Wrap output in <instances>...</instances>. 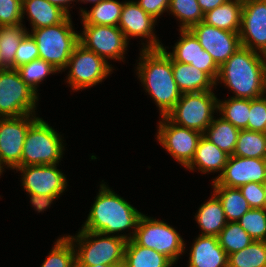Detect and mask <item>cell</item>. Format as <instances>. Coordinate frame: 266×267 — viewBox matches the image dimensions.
Segmentation results:
<instances>
[{"mask_svg": "<svg viewBox=\"0 0 266 267\" xmlns=\"http://www.w3.org/2000/svg\"><path fill=\"white\" fill-rule=\"evenodd\" d=\"M166 48L141 49L136 66L137 76L159 108L161 117L167 116L182 95L174 80L172 57Z\"/></svg>", "mask_w": 266, "mask_h": 267, "instance_id": "obj_1", "label": "cell"}, {"mask_svg": "<svg viewBox=\"0 0 266 267\" xmlns=\"http://www.w3.org/2000/svg\"><path fill=\"white\" fill-rule=\"evenodd\" d=\"M90 212L81 229L104 235L115 233L125 240L133 239L139 218L143 213L133 207L123 197L117 195L105 183L100 184L98 195L95 197ZM133 229L128 234H119ZM114 233V234H113Z\"/></svg>", "mask_w": 266, "mask_h": 267, "instance_id": "obj_2", "label": "cell"}, {"mask_svg": "<svg viewBox=\"0 0 266 267\" xmlns=\"http://www.w3.org/2000/svg\"><path fill=\"white\" fill-rule=\"evenodd\" d=\"M223 83L234 98L256 99L266 94V55L240 47L219 67L215 85Z\"/></svg>", "mask_w": 266, "mask_h": 267, "instance_id": "obj_3", "label": "cell"}, {"mask_svg": "<svg viewBox=\"0 0 266 267\" xmlns=\"http://www.w3.org/2000/svg\"><path fill=\"white\" fill-rule=\"evenodd\" d=\"M75 249V266L123 265L127 240L80 229L67 236Z\"/></svg>", "mask_w": 266, "mask_h": 267, "instance_id": "obj_4", "label": "cell"}, {"mask_svg": "<svg viewBox=\"0 0 266 267\" xmlns=\"http://www.w3.org/2000/svg\"><path fill=\"white\" fill-rule=\"evenodd\" d=\"M72 25L71 16H68L60 24L31 29L29 32L36 41L39 58L59 72L67 70L70 56L79 43V34Z\"/></svg>", "mask_w": 266, "mask_h": 267, "instance_id": "obj_5", "label": "cell"}, {"mask_svg": "<svg viewBox=\"0 0 266 267\" xmlns=\"http://www.w3.org/2000/svg\"><path fill=\"white\" fill-rule=\"evenodd\" d=\"M62 139L50 124L38 117L28 129L21 166L59 164L65 150Z\"/></svg>", "mask_w": 266, "mask_h": 267, "instance_id": "obj_6", "label": "cell"}, {"mask_svg": "<svg viewBox=\"0 0 266 267\" xmlns=\"http://www.w3.org/2000/svg\"><path fill=\"white\" fill-rule=\"evenodd\" d=\"M218 112V98L213 91L182 94L167 118L174 124L204 133Z\"/></svg>", "mask_w": 266, "mask_h": 267, "instance_id": "obj_7", "label": "cell"}, {"mask_svg": "<svg viewBox=\"0 0 266 267\" xmlns=\"http://www.w3.org/2000/svg\"><path fill=\"white\" fill-rule=\"evenodd\" d=\"M133 240L140 246L154 249L168 257L174 264L186 250L181 235L165 221L142 214Z\"/></svg>", "mask_w": 266, "mask_h": 267, "instance_id": "obj_8", "label": "cell"}, {"mask_svg": "<svg viewBox=\"0 0 266 267\" xmlns=\"http://www.w3.org/2000/svg\"><path fill=\"white\" fill-rule=\"evenodd\" d=\"M38 97L17 69L0 70V118L36 114Z\"/></svg>", "mask_w": 266, "mask_h": 267, "instance_id": "obj_9", "label": "cell"}, {"mask_svg": "<svg viewBox=\"0 0 266 267\" xmlns=\"http://www.w3.org/2000/svg\"><path fill=\"white\" fill-rule=\"evenodd\" d=\"M66 68H69L66 82L73 91L87 89L103 82L114 70L112 64L80 43L75 46Z\"/></svg>", "mask_w": 266, "mask_h": 267, "instance_id": "obj_10", "label": "cell"}, {"mask_svg": "<svg viewBox=\"0 0 266 267\" xmlns=\"http://www.w3.org/2000/svg\"><path fill=\"white\" fill-rule=\"evenodd\" d=\"M34 115V116H33ZM36 114L0 118V176L6 168L21 167L23 145Z\"/></svg>", "mask_w": 266, "mask_h": 267, "instance_id": "obj_11", "label": "cell"}, {"mask_svg": "<svg viewBox=\"0 0 266 267\" xmlns=\"http://www.w3.org/2000/svg\"><path fill=\"white\" fill-rule=\"evenodd\" d=\"M156 138L160 145L185 168L195 156L198 142L202 137L199 131L178 126L166 116L158 123Z\"/></svg>", "mask_w": 266, "mask_h": 267, "instance_id": "obj_12", "label": "cell"}, {"mask_svg": "<svg viewBox=\"0 0 266 267\" xmlns=\"http://www.w3.org/2000/svg\"><path fill=\"white\" fill-rule=\"evenodd\" d=\"M79 33V43L98 56L123 61L128 43L118 26L83 24Z\"/></svg>", "mask_w": 266, "mask_h": 267, "instance_id": "obj_13", "label": "cell"}, {"mask_svg": "<svg viewBox=\"0 0 266 267\" xmlns=\"http://www.w3.org/2000/svg\"><path fill=\"white\" fill-rule=\"evenodd\" d=\"M241 46L266 55V0H243Z\"/></svg>", "mask_w": 266, "mask_h": 267, "instance_id": "obj_14", "label": "cell"}, {"mask_svg": "<svg viewBox=\"0 0 266 267\" xmlns=\"http://www.w3.org/2000/svg\"><path fill=\"white\" fill-rule=\"evenodd\" d=\"M58 165L21 166L15 170L22 174L21 186L27 193L59 198L68 184L66 175L57 169Z\"/></svg>", "mask_w": 266, "mask_h": 267, "instance_id": "obj_15", "label": "cell"}, {"mask_svg": "<svg viewBox=\"0 0 266 267\" xmlns=\"http://www.w3.org/2000/svg\"><path fill=\"white\" fill-rule=\"evenodd\" d=\"M189 30L219 67L241 47L237 32L222 30L203 21L193 25Z\"/></svg>", "mask_w": 266, "mask_h": 267, "instance_id": "obj_16", "label": "cell"}, {"mask_svg": "<svg viewBox=\"0 0 266 267\" xmlns=\"http://www.w3.org/2000/svg\"><path fill=\"white\" fill-rule=\"evenodd\" d=\"M157 20L146 13L136 0L124 2L118 27L125 35L127 41L133 37L146 38L142 49H161L163 44L157 39L154 33ZM148 41V42H147ZM146 45V46H145Z\"/></svg>", "mask_w": 266, "mask_h": 267, "instance_id": "obj_17", "label": "cell"}, {"mask_svg": "<svg viewBox=\"0 0 266 267\" xmlns=\"http://www.w3.org/2000/svg\"><path fill=\"white\" fill-rule=\"evenodd\" d=\"M266 180V158H244L229 156L221 175L212 185L236 187L250 183H263Z\"/></svg>", "mask_w": 266, "mask_h": 267, "instance_id": "obj_18", "label": "cell"}, {"mask_svg": "<svg viewBox=\"0 0 266 267\" xmlns=\"http://www.w3.org/2000/svg\"><path fill=\"white\" fill-rule=\"evenodd\" d=\"M179 41L175 43L172 52H167L175 61L190 64L204 71L214 82L219 74V66L212 56L203 49L198 39L190 30H180Z\"/></svg>", "mask_w": 266, "mask_h": 267, "instance_id": "obj_19", "label": "cell"}, {"mask_svg": "<svg viewBox=\"0 0 266 267\" xmlns=\"http://www.w3.org/2000/svg\"><path fill=\"white\" fill-rule=\"evenodd\" d=\"M190 248L188 267H228V254L218 237L198 235Z\"/></svg>", "mask_w": 266, "mask_h": 267, "instance_id": "obj_20", "label": "cell"}, {"mask_svg": "<svg viewBox=\"0 0 266 267\" xmlns=\"http://www.w3.org/2000/svg\"><path fill=\"white\" fill-rule=\"evenodd\" d=\"M229 155L220 150L215 144L206 139L203 135L198 142L195 156L191 163L186 167L189 171L197 169L204 174L217 172L220 174L213 180L215 181L223 172Z\"/></svg>", "mask_w": 266, "mask_h": 267, "instance_id": "obj_21", "label": "cell"}, {"mask_svg": "<svg viewBox=\"0 0 266 267\" xmlns=\"http://www.w3.org/2000/svg\"><path fill=\"white\" fill-rule=\"evenodd\" d=\"M174 80L182 94L213 91L215 82L204 72L190 64L172 58ZM213 88V89H212Z\"/></svg>", "mask_w": 266, "mask_h": 267, "instance_id": "obj_22", "label": "cell"}, {"mask_svg": "<svg viewBox=\"0 0 266 267\" xmlns=\"http://www.w3.org/2000/svg\"><path fill=\"white\" fill-rule=\"evenodd\" d=\"M22 13V20L26 14L29 17L32 29L54 26L68 17L63 10L47 0H22Z\"/></svg>", "mask_w": 266, "mask_h": 267, "instance_id": "obj_23", "label": "cell"}, {"mask_svg": "<svg viewBox=\"0 0 266 267\" xmlns=\"http://www.w3.org/2000/svg\"><path fill=\"white\" fill-rule=\"evenodd\" d=\"M211 196L196 212L195 221L202 231L199 235L218 237L228 221L219 198L214 193Z\"/></svg>", "mask_w": 266, "mask_h": 267, "instance_id": "obj_24", "label": "cell"}, {"mask_svg": "<svg viewBox=\"0 0 266 267\" xmlns=\"http://www.w3.org/2000/svg\"><path fill=\"white\" fill-rule=\"evenodd\" d=\"M243 0H228L226 3L207 11L203 22L222 30L239 33Z\"/></svg>", "mask_w": 266, "mask_h": 267, "instance_id": "obj_25", "label": "cell"}, {"mask_svg": "<svg viewBox=\"0 0 266 267\" xmlns=\"http://www.w3.org/2000/svg\"><path fill=\"white\" fill-rule=\"evenodd\" d=\"M174 263L151 248L138 245L133 239L125 247L123 267H172Z\"/></svg>", "mask_w": 266, "mask_h": 267, "instance_id": "obj_26", "label": "cell"}, {"mask_svg": "<svg viewBox=\"0 0 266 267\" xmlns=\"http://www.w3.org/2000/svg\"><path fill=\"white\" fill-rule=\"evenodd\" d=\"M124 2L102 0L91 10L80 9L81 24L118 26Z\"/></svg>", "mask_w": 266, "mask_h": 267, "instance_id": "obj_27", "label": "cell"}, {"mask_svg": "<svg viewBox=\"0 0 266 267\" xmlns=\"http://www.w3.org/2000/svg\"><path fill=\"white\" fill-rule=\"evenodd\" d=\"M240 129L234 127L230 122L222 117H214L211 124L207 127L203 136L215 144L220 150L232 156L237 143Z\"/></svg>", "mask_w": 266, "mask_h": 267, "instance_id": "obj_28", "label": "cell"}, {"mask_svg": "<svg viewBox=\"0 0 266 267\" xmlns=\"http://www.w3.org/2000/svg\"><path fill=\"white\" fill-rule=\"evenodd\" d=\"M212 187L213 193L222 203L228 222H238L251 209L239 188L222 185H212Z\"/></svg>", "mask_w": 266, "mask_h": 267, "instance_id": "obj_29", "label": "cell"}, {"mask_svg": "<svg viewBox=\"0 0 266 267\" xmlns=\"http://www.w3.org/2000/svg\"><path fill=\"white\" fill-rule=\"evenodd\" d=\"M23 23L19 25L0 26V52L2 64L15 69V54L20 41L28 32Z\"/></svg>", "mask_w": 266, "mask_h": 267, "instance_id": "obj_30", "label": "cell"}, {"mask_svg": "<svg viewBox=\"0 0 266 267\" xmlns=\"http://www.w3.org/2000/svg\"><path fill=\"white\" fill-rule=\"evenodd\" d=\"M233 155L244 158H266V133L241 129Z\"/></svg>", "mask_w": 266, "mask_h": 267, "instance_id": "obj_31", "label": "cell"}, {"mask_svg": "<svg viewBox=\"0 0 266 267\" xmlns=\"http://www.w3.org/2000/svg\"><path fill=\"white\" fill-rule=\"evenodd\" d=\"M218 111L225 121L238 129L248 130L250 99L229 97L224 101L218 99Z\"/></svg>", "mask_w": 266, "mask_h": 267, "instance_id": "obj_32", "label": "cell"}, {"mask_svg": "<svg viewBox=\"0 0 266 267\" xmlns=\"http://www.w3.org/2000/svg\"><path fill=\"white\" fill-rule=\"evenodd\" d=\"M228 267H266V241L254 240L246 248L228 255Z\"/></svg>", "mask_w": 266, "mask_h": 267, "instance_id": "obj_33", "label": "cell"}, {"mask_svg": "<svg viewBox=\"0 0 266 267\" xmlns=\"http://www.w3.org/2000/svg\"><path fill=\"white\" fill-rule=\"evenodd\" d=\"M168 12L181 22L179 30H189L204 19L197 0H170Z\"/></svg>", "mask_w": 266, "mask_h": 267, "instance_id": "obj_34", "label": "cell"}, {"mask_svg": "<svg viewBox=\"0 0 266 267\" xmlns=\"http://www.w3.org/2000/svg\"><path fill=\"white\" fill-rule=\"evenodd\" d=\"M218 240L228 255L246 248L254 241L238 222H227L219 233Z\"/></svg>", "mask_w": 266, "mask_h": 267, "instance_id": "obj_35", "label": "cell"}, {"mask_svg": "<svg viewBox=\"0 0 266 267\" xmlns=\"http://www.w3.org/2000/svg\"><path fill=\"white\" fill-rule=\"evenodd\" d=\"M48 254L40 267H75V249L67 234L57 239Z\"/></svg>", "mask_w": 266, "mask_h": 267, "instance_id": "obj_36", "label": "cell"}, {"mask_svg": "<svg viewBox=\"0 0 266 267\" xmlns=\"http://www.w3.org/2000/svg\"><path fill=\"white\" fill-rule=\"evenodd\" d=\"M22 80L38 94V86L45 78L54 73H59L51 64L43 59H35L30 63L24 64L17 68Z\"/></svg>", "mask_w": 266, "mask_h": 267, "instance_id": "obj_37", "label": "cell"}, {"mask_svg": "<svg viewBox=\"0 0 266 267\" xmlns=\"http://www.w3.org/2000/svg\"><path fill=\"white\" fill-rule=\"evenodd\" d=\"M240 226L256 241H266V209L251 208L238 221Z\"/></svg>", "mask_w": 266, "mask_h": 267, "instance_id": "obj_38", "label": "cell"}, {"mask_svg": "<svg viewBox=\"0 0 266 267\" xmlns=\"http://www.w3.org/2000/svg\"><path fill=\"white\" fill-rule=\"evenodd\" d=\"M248 130L266 133V95L250 100Z\"/></svg>", "mask_w": 266, "mask_h": 267, "instance_id": "obj_39", "label": "cell"}, {"mask_svg": "<svg viewBox=\"0 0 266 267\" xmlns=\"http://www.w3.org/2000/svg\"><path fill=\"white\" fill-rule=\"evenodd\" d=\"M22 18V0H0V26L19 25Z\"/></svg>", "mask_w": 266, "mask_h": 267, "instance_id": "obj_40", "label": "cell"}, {"mask_svg": "<svg viewBox=\"0 0 266 267\" xmlns=\"http://www.w3.org/2000/svg\"><path fill=\"white\" fill-rule=\"evenodd\" d=\"M39 58V51L35 39L27 32L20 41L15 54V69Z\"/></svg>", "mask_w": 266, "mask_h": 267, "instance_id": "obj_41", "label": "cell"}, {"mask_svg": "<svg viewBox=\"0 0 266 267\" xmlns=\"http://www.w3.org/2000/svg\"><path fill=\"white\" fill-rule=\"evenodd\" d=\"M239 189L251 208H265V194L261 183L250 182Z\"/></svg>", "mask_w": 266, "mask_h": 267, "instance_id": "obj_42", "label": "cell"}, {"mask_svg": "<svg viewBox=\"0 0 266 267\" xmlns=\"http://www.w3.org/2000/svg\"><path fill=\"white\" fill-rule=\"evenodd\" d=\"M170 0H137L136 3L154 19H158L163 13L167 11Z\"/></svg>", "mask_w": 266, "mask_h": 267, "instance_id": "obj_43", "label": "cell"}, {"mask_svg": "<svg viewBox=\"0 0 266 267\" xmlns=\"http://www.w3.org/2000/svg\"><path fill=\"white\" fill-rule=\"evenodd\" d=\"M30 197V203L36 209V211L44 212L46 209L50 208L54 200L57 199L55 196L50 195H37L32 193H27Z\"/></svg>", "mask_w": 266, "mask_h": 267, "instance_id": "obj_44", "label": "cell"}, {"mask_svg": "<svg viewBox=\"0 0 266 267\" xmlns=\"http://www.w3.org/2000/svg\"><path fill=\"white\" fill-rule=\"evenodd\" d=\"M200 6V9L205 14L207 11H210L224 3L228 0H197Z\"/></svg>", "mask_w": 266, "mask_h": 267, "instance_id": "obj_45", "label": "cell"}, {"mask_svg": "<svg viewBox=\"0 0 266 267\" xmlns=\"http://www.w3.org/2000/svg\"><path fill=\"white\" fill-rule=\"evenodd\" d=\"M47 1H49L54 6H57L61 10H63L68 16H71L69 11L70 4L73 1L78 2V0H47Z\"/></svg>", "mask_w": 266, "mask_h": 267, "instance_id": "obj_46", "label": "cell"}, {"mask_svg": "<svg viewBox=\"0 0 266 267\" xmlns=\"http://www.w3.org/2000/svg\"><path fill=\"white\" fill-rule=\"evenodd\" d=\"M75 267H123V265H106V264H103V265H95V266H75Z\"/></svg>", "mask_w": 266, "mask_h": 267, "instance_id": "obj_47", "label": "cell"}, {"mask_svg": "<svg viewBox=\"0 0 266 267\" xmlns=\"http://www.w3.org/2000/svg\"><path fill=\"white\" fill-rule=\"evenodd\" d=\"M79 1H80L81 3H82V2H83V3H88V2H89V3H92V4H93V3H94V4H97V3L101 2L102 0H78V2H79Z\"/></svg>", "mask_w": 266, "mask_h": 267, "instance_id": "obj_48", "label": "cell"}, {"mask_svg": "<svg viewBox=\"0 0 266 267\" xmlns=\"http://www.w3.org/2000/svg\"><path fill=\"white\" fill-rule=\"evenodd\" d=\"M264 188V194H265V209H266V180L262 183Z\"/></svg>", "mask_w": 266, "mask_h": 267, "instance_id": "obj_49", "label": "cell"}, {"mask_svg": "<svg viewBox=\"0 0 266 267\" xmlns=\"http://www.w3.org/2000/svg\"><path fill=\"white\" fill-rule=\"evenodd\" d=\"M6 67L2 64V59H1V52H0V70L5 69Z\"/></svg>", "mask_w": 266, "mask_h": 267, "instance_id": "obj_50", "label": "cell"}]
</instances>
